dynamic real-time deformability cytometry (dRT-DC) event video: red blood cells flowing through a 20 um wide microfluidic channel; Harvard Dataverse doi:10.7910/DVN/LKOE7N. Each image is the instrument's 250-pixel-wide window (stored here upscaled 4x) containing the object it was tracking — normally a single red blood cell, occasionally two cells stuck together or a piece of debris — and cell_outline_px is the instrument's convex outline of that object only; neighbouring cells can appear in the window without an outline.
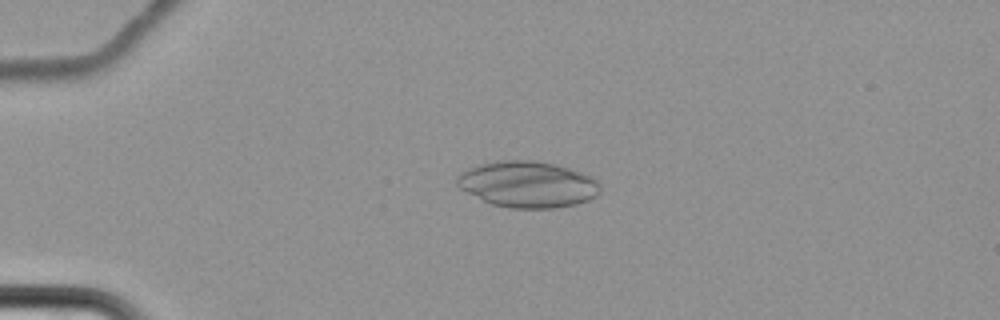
{"species": "common noctule bat (a hibernating species)", "species_latin": "Nyctalus noctula", "temperature_condition": "cold", "stored_images_in_passage": 2, "camera_frame_rate_fps": 3000, "um_per_image_px": 0.085, "animal": {"sex": "female", "body_mass_g": 22.7, "forearm_length_mm": 54.2}, "frame": {"image": 1, "passage_image": 1, "time_ms": 0.0, "image_size_px": [1000, 320], "cell_outline_px": [[600, 192], [596, 196], [588, 200], [576, 204], [552, 208], [512, 208], [492, 204], [460, 188], [456, 184], [456, 176], [468, 168], [480, 164], [500, 160], [536, 160], [556, 164], [592, 176], [600, 184]], "centroid_in_image_um": [44.87, 15.66], "position_along_channel_um": 40.1, "area_um2": 38.49}}